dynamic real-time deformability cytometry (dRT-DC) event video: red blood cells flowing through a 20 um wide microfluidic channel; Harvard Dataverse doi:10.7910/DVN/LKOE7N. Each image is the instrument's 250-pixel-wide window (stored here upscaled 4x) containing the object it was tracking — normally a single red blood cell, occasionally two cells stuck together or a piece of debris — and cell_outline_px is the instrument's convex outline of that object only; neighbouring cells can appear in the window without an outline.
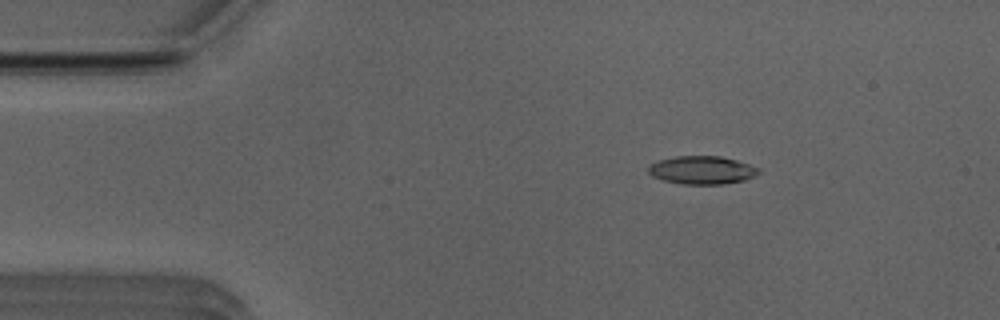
{"species": "Egyptian fruit bat (a non-hibernating species)", "species_latin": "Rousettus aegyptiacus", "temperature_condition": "room temperature", "stored_images_in_passage": 4, "camera_frame_rate_fps": 3000, "um_per_image_px": 0.085, "animal": {"sex": "male"}, "frame": {"image": 1, "passage_image": 1, "time_ms": 0.0, "image_size_px": [1000, 320], "cell_outline_px": [[760, 172], [744, 180], [720, 184], [680, 184], [664, 180], [652, 176], [648, 172], [648, 164], [660, 160], [676, 156], [720, 156], [736, 160], [760, 168]], "centroid_in_image_um": [59.63, 14.45], "position_along_channel_um": 25.4, "area_um2": 17.98}}